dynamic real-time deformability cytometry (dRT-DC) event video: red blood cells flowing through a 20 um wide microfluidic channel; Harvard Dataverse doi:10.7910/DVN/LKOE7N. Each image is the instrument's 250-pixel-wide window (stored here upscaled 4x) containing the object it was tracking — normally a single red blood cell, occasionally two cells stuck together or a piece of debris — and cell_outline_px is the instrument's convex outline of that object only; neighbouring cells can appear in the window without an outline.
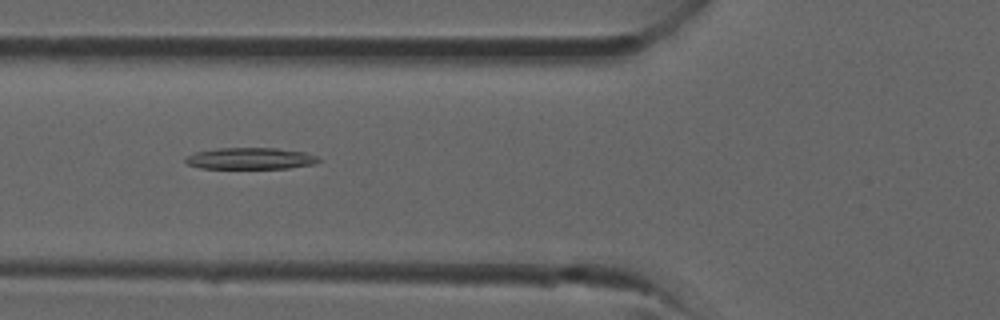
{"species": "common noctule bat (a hibernating species)", "species_latin": "Nyctalus noctula", "temperature_condition": "room temperature", "stored_images_in_passage": 37, "camera_frame_rate_fps": 3000, "um_per_image_px": 0.085, "animal": {"sex": "male", "forearm_length_mm": 52.5}, "frame": {"image": 1, "passage_image": 14, "time_ms": 4.333, "image_size_px": [1000, 320], "cell_outline_px": [[320, 160], [312, 164], [288, 168], [200, 168], [188, 164], [184, 160], [184, 156], [196, 152], [216, 148], [276, 148], [304, 152], [316, 156]], "centroid_in_image_um": [21.22, 13.46], "position_along_channel_um": 104.6, "area_um2": 16.59}}
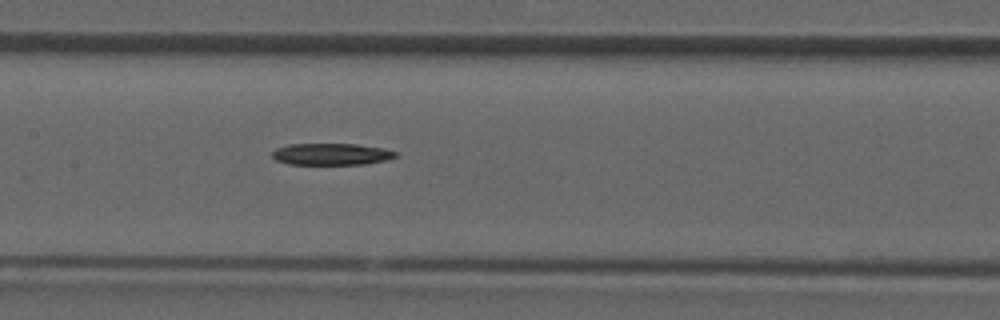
{"frame": {"image": 2, "passage_image": 18, "time_ms": 5.667, "image_size_px": [1000, 320], "cell_outline_px": [[396, 156], [388, 160], [364, 164], [288, 164], [276, 160], [272, 156], [272, 152], [276, 148], [292, 144], [356, 144], [384, 148], [396, 152]], "centroid_in_image_um": [28.17, 13.1], "position_along_channel_um": 179.2, "area_um2": 15.55}}
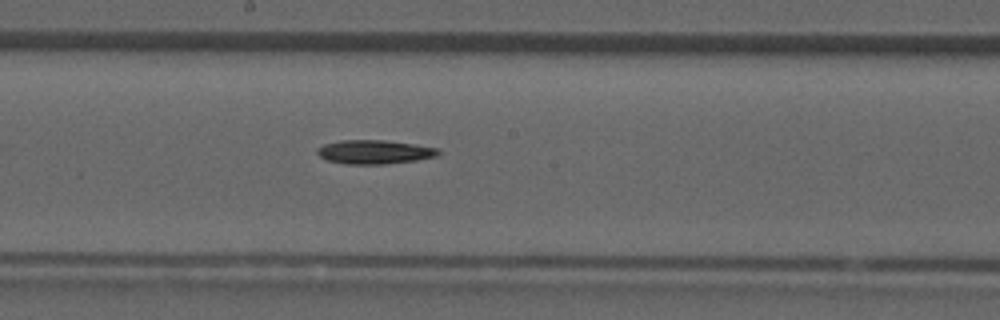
{"frame": {"image": 3, "passage_image": 20, "time_ms": 6.333, "image_size_px": [1000, 320], "cell_outline_px": [[440, 152], [436, 156], [416, 160], [384, 164], [344, 164], [328, 160], [320, 156], [316, 152], [316, 148], [324, 144], [340, 140], [384, 140], [416, 144], [440, 148]], "centroid_in_image_um": [31.83, 12.91], "position_along_channel_um": 216.4, "area_um2": 16.94}}